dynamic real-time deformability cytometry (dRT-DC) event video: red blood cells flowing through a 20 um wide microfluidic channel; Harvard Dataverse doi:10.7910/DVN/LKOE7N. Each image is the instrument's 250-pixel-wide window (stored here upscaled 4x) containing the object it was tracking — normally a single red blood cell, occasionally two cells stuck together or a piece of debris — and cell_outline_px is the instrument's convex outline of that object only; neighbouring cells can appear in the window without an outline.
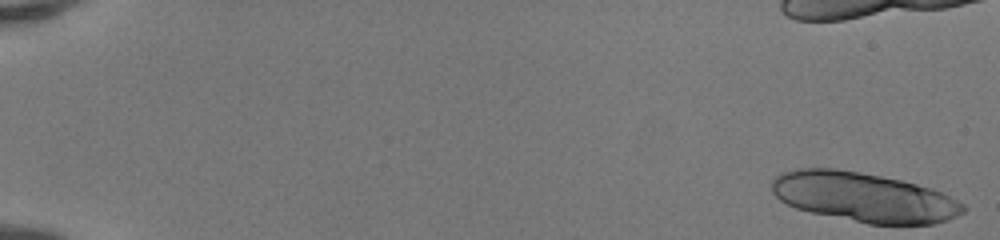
{"species": "human", "species_latin": "Homo sapiens", "temperature_condition": "room temperature", "stored_images_in_passage": 44, "camera_frame_rate_fps": 3000, "um_per_image_px": 0.085, "donor": {"sex": "female"}, "frame": {"image": 1, "passage_image": 1, "time_ms": 0.0, "image_size_px": [1000, 240], "cell_outline_px": [[968, 208], [964, 212], [948, 220], [932, 224], [868, 224], [812, 212], [796, 208], [780, 200], [772, 192], [772, 176], [784, 172], [800, 168], [836, 168], [860, 172], [900, 180], [932, 188], [964, 204]], "centroid_in_image_um": [73.42, 16.76], "position_along_channel_um": 11.6, "area_um2": 55.08}}
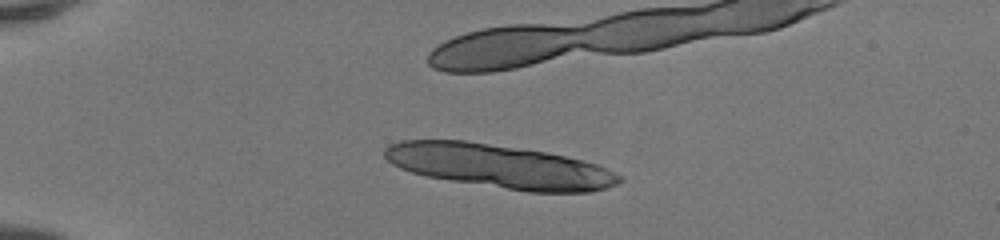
{"frame": {"image": 2, "passage_image": 13, "time_ms": 4.0, "image_size_px": [1000, 240], "cell_outline_px": [[624, 180], [608, 188], [588, 192], [528, 192], [452, 180], [428, 176], [412, 172], [400, 168], [392, 164], [384, 156], [384, 148], [388, 144], [400, 140], [464, 140], [548, 152], [596, 164], [624, 176]], "centroid_in_image_um": [42.47, 14.13], "position_along_channel_um": 42.5, "area_um2": 59.59}}